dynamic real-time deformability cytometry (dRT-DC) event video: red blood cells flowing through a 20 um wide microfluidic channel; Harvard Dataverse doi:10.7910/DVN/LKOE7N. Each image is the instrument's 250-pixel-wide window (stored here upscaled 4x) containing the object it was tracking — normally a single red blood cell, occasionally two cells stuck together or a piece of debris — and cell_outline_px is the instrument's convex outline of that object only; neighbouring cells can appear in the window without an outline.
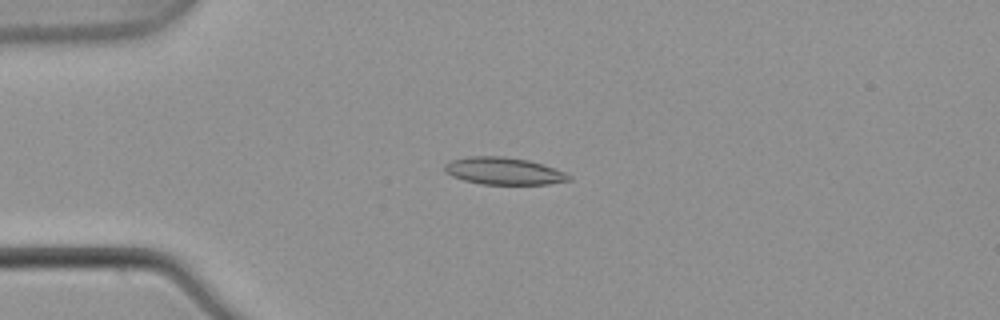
{"species": "common noctule bat (a hibernating species)", "species_latin": "Nyctalus noctula", "temperature_condition": "warm", "stored_images_in_passage": 4, "camera_frame_rate_fps": 3000, "um_per_image_px": 0.085, "animal": {"sex": "male", "body_mass_g": 21.5, "forearm_length_mm": 52.0}, "frame": {"image": 1, "passage_image": 1, "time_ms": 0.0, "image_size_px": [1000, 320], "cell_outline_px": [[572, 180], [548, 184], [480, 184], [464, 180], [452, 176], [444, 172], [444, 164], [452, 160], [468, 156], [504, 156], [528, 160], [564, 172], [572, 176]], "centroid_in_image_um": [42.78, 14.54], "position_along_channel_um": 42.2, "area_um2": 19.65}}
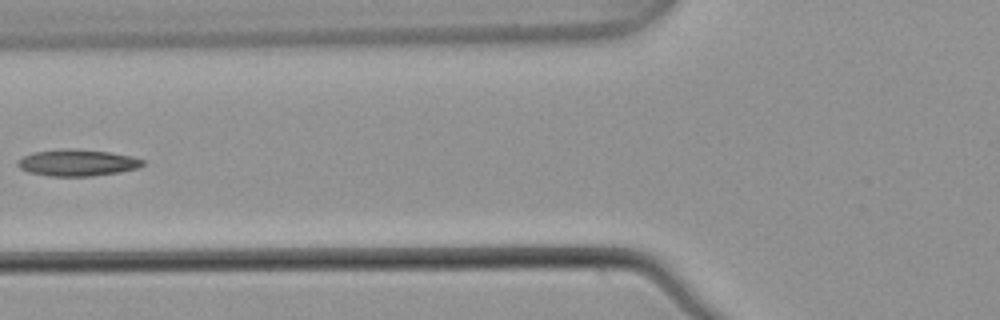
{"frame": {"image": 2, "passage_image": 3, "time_ms": 0.667, "image_size_px": [1000, 320], "cell_outline_px": [[144, 164], [140, 168], [120, 172], [92, 176], [52, 176], [28, 172], [20, 168], [16, 164], [16, 160], [32, 152], [64, 148], [76, 148], [108, 152], [132, 156], [144, 160]], "centroid_in_image_um": [6.57, 13.82], "position_along_channel_um": 119.2, "area_um2": 19.59}}
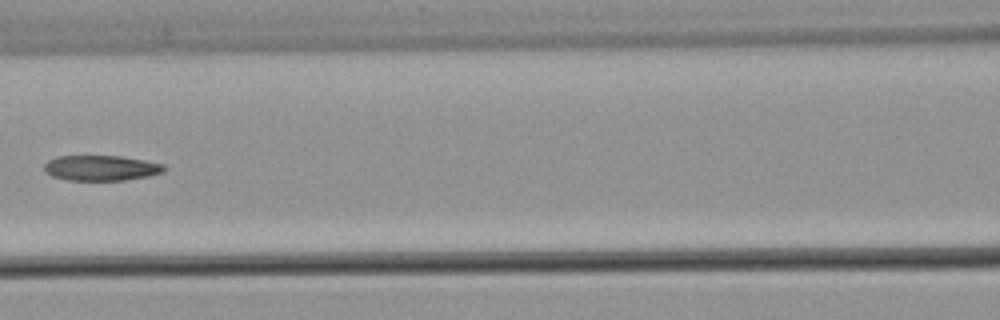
{"frame": {"image": 3, "passage_image": 4, "time_ms": 1.0, "image_size_px": [1000, 320], "cell_outline_px": [[168, 168], [164, 172], [148, 176], [124, 180], [68, 180], [52, 176], [44, 168], [44, 164], [48, 160], [56, 156], [120, 156], [144, 160], [164, 164]], "centroid_in_image_um": [8.63, 14.27], "position_along_channel_um": 158.0, "area_um2": 17.69}}